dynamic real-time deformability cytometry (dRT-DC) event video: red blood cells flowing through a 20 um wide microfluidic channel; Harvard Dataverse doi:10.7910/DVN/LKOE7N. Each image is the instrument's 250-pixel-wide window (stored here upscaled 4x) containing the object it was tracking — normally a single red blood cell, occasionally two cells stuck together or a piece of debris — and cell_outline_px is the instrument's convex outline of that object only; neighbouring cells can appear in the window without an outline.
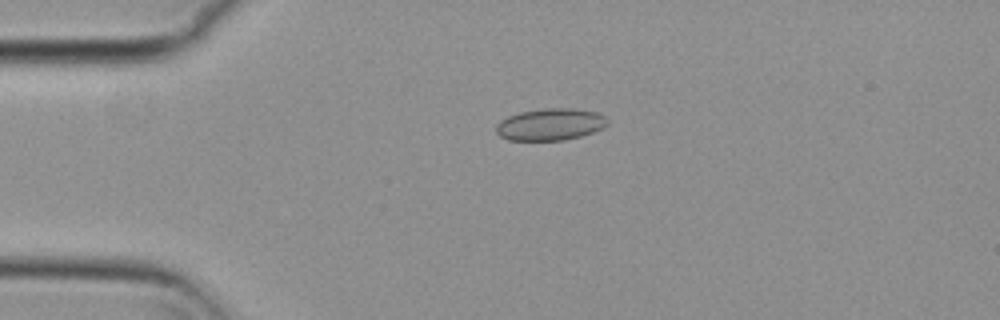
{"species": "common noctule bat (a hibernating species)", "species_latin": "Nyctalus noctula", "temperature_condition": "cold", "stored_images_in_passage": 55, "camera_frame_rate_fps": 3000, "um_per_image_px": 0.085, "animal": {"sex": "female", "body_mass_g": 29.2, "forearm_length_mm": 56.3}, "frame": {"image": 1, "passage_image": 13, "time_ms": 4.0, "image_size_px": [1000, 320], "cell_outline_px": [[608, 124], [604, 128], [580, 136], [564, 140], [508, 140], [500, 136], [496, 132], [496, 124], [500, 120], [508, 116], [520, 112], [544, 108], [572, 108], [596, 112], [604, 116], [608, 120]], "centroid_in_image_um": [46.77, 10.57], "position_along_channel_um": 38.2, "area_um2": 20.75}}
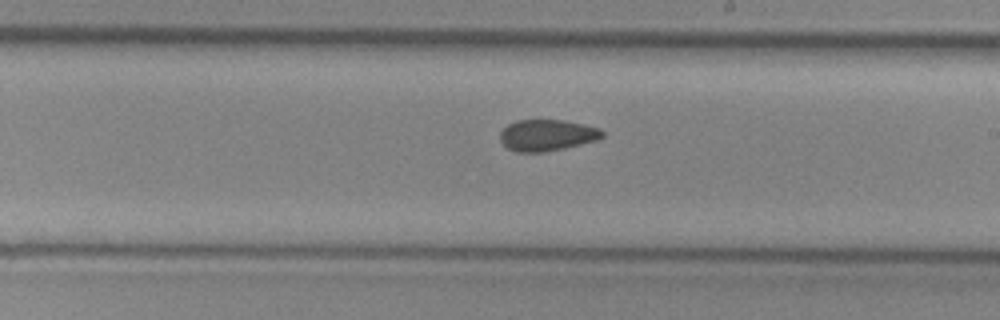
{"frame": {"image": 2, "passage_image": 32, "time_ms": 10.333, "image_size_px": [1000, 320], "cell_outline_px": [[604, 136], [596, 140], [564, 148], [544, 152], [516, 152], [508, 148], [500, 140], [500, 132], [508, 124], [516, 120], [564, 120], [600, 128], [604, 132]], "centroid_in_image_um": [46.49, 11.49], "position_along_channel_um": 242.5, "area_um2": 18.61}}
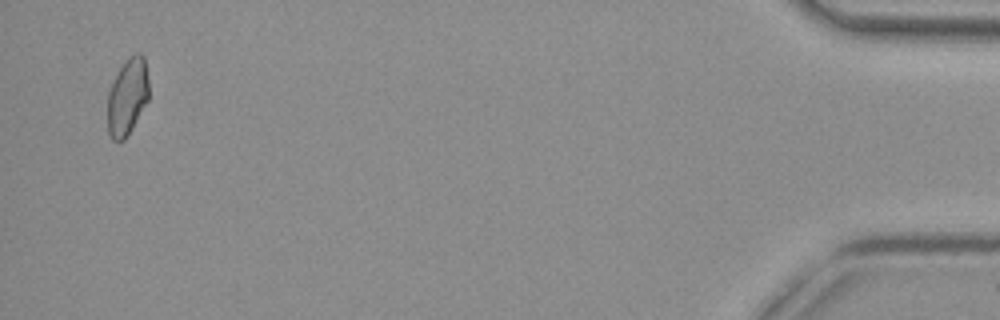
{"frame": {"image": 3, "passage_image": 54, "time_ms": 17.667, "image_size_px": [1000, 320], "cell_outline_px": [[148, 100], [132, 128], [124, 140], [112, 140], [108, 132], [108, 92], [120, 68], [128, 56], [136, 52], [140, 52], [144, 56], [148, 76]], "centroid_in_image_um": [10.84, 8.19], "position_along_channel_um": 424.4, "area_um2": 18.38}, "authors_computed_cell_mechanics": {"area_um2": 19.363, "velocity_mm_per_s": 3.7207, "shape_relaxation_time_tau1_ms": 8.9749, "shape_relaxation_time_tau2_ms": 4.8029, "deformation_change_tau1": 0.0947, "deformation_change_tau2": 0.078}}